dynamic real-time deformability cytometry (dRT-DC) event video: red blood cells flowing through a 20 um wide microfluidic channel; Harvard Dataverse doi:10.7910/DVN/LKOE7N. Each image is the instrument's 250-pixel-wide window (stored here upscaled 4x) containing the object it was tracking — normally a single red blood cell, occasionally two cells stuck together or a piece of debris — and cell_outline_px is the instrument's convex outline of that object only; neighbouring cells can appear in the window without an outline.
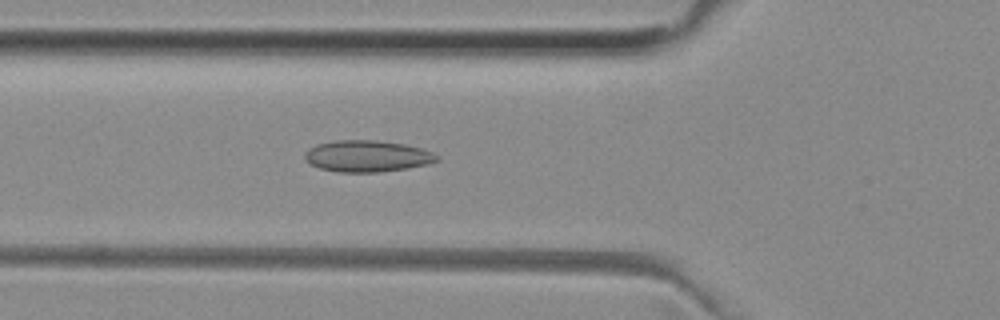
{"species": "common noctule bat (a hibernating species)", "species_latin": "Nyctalus noctula", "temperature_condition": "room temperature", "stored_images_in_passage": 47, "camera_frame_rate_fps": 3000, "um_per_image_px": 0.085, "animal": {"sex": "female", "body_mass_g": 29.2, "forearm_length_mm": 56.3}, "frame": {"image": 1, "passage_image": 14, "time_ms": 4.333, "image_size_px": [1000, 320], "cell_outline_px": [[440, 160], [428, 164], [408, 168], [380, 172], [336, 172], [320, 168], [312, 164], [304, 156], [304, 152], [308, 148], [316, 144], [336, 140], [376, 140], [404, 144], [420, 148], [432, 152], [440, 156]], "centroid_in_image_um": [31.23, 13.27], "position_along_channel_um": 94.6, "area_um2": 24.33}}
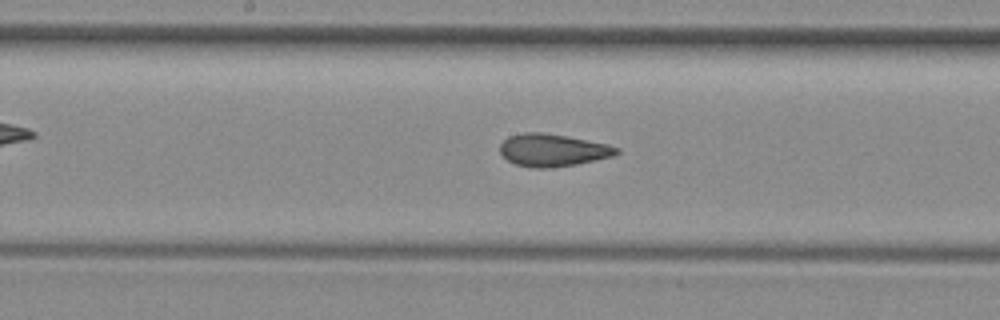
{"frame": {"image": 2, "passage_image": 22, "time_ms": 7.0, "image_size_px": [1000, 320], "cell_outline_px": [[620, 152], [612, 156], [576, 164], [548, 168], [532, 168], [516, 164], [508, 160], [500, 152], [500, 144], [508, 136], [524, 132], [544, 132], [568, 136], [608, 144], [620, 148]], "centroid_in_image_um": [46.98, 12.75], "position_along_channel_um": 201.2, "area_um2": 22.08}}
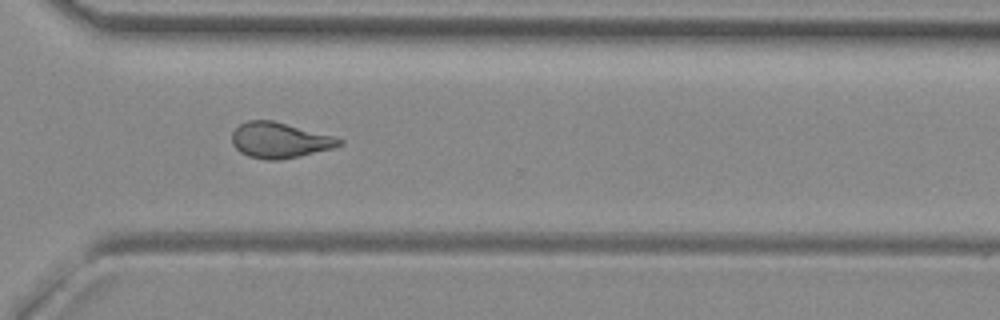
{"frame": {"image": 3, "passage_image": 33, "time_ms": 10.667, "image_size_px": [1000, 320], "cell_outline_px": [[344, 144], [332, 148], [300, 156], [280, 160], [268, 160], [248, 156], [240, 152], [232, 144], [232, 132], [240, 124], [248, 120], [272, 120], [332, 136], [344, 140]], "centroid_in_image_um": [23.75, 11.92], "position_along_channel_um": 346.9, "area_um2": 22.08}, "authors_computed_cell_mechanics": {"area_um2": 22.0796, "velocity_mm_per_s": 3.978, "shape_relaxation_time_tau1_ms": null, "shape_relaxation_time_tau2_ms": 1.4593, "deformation_change_tau1": null, "deformation_change_tau2": 0.0737}}